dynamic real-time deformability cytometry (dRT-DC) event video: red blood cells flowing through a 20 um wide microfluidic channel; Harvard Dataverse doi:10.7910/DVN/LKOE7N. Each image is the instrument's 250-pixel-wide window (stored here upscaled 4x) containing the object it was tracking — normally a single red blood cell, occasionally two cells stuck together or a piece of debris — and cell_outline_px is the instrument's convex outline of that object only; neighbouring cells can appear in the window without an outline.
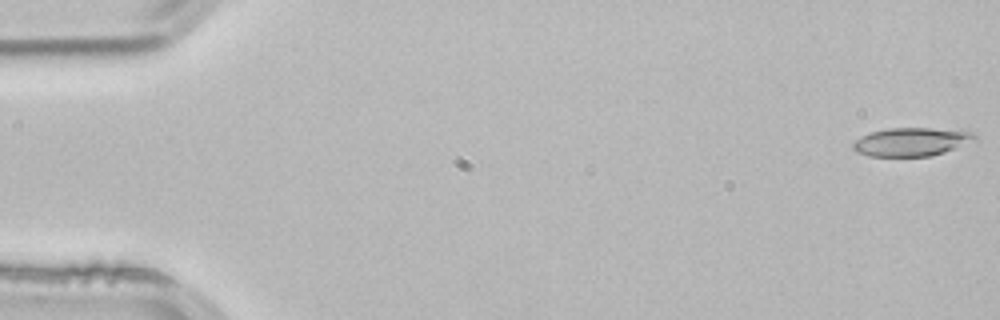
{"species": "common noctule bat (a hibernating species)", "species_latin": "Nyctalus noctula", "temperature_condition": "room temperature", "stored_images_in_passage": 4, "camera_frame_rate_fps": 3000, "um_per_image_px": 0.085, "animal": {"sex": "male", "body_mass_g": 21.5, "forearm_length_mm": 52.0}, "frame": {"image": 1, "passage_image": 1, "time_ms": 0.0, "image_size_px": [1000, 320], "cell_outline_px": [[976, 140], [944, 152], [928, 156], [868, 156], [856, 152], [852, 148], [852, 144], [860, 136], [872, 132], [888, 128], [932, 128], [972, 132], [976, 136]], "centroid_in_image_um": [77.43, 12.06], "position_along_channel_um": 7.6, "area_um2": 20.0}}
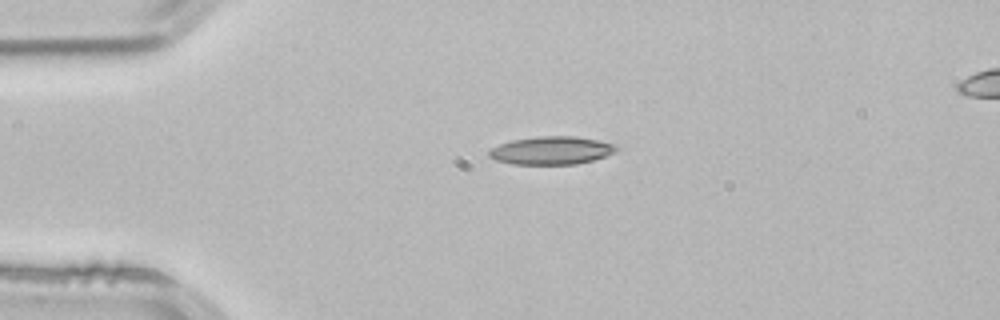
{"frame": {"image": 2, "passage_image": 3, "time_ms": 0.667, "image_size_px": [1000, 320], "cell_outline_px": [[620, 148], [604, 156], [592, 160], [576, 164], [512, 164], [496, 160], [488, 156], [488, 152], [492, 148], [500, 144], [512, 140], [540, 136], [576, 136], [600, 140], [616, 144]], "centroid_in_image_um": [46.88, 12.78], "position_along_channel_um": 38.1, "area_um2": 20.75}}